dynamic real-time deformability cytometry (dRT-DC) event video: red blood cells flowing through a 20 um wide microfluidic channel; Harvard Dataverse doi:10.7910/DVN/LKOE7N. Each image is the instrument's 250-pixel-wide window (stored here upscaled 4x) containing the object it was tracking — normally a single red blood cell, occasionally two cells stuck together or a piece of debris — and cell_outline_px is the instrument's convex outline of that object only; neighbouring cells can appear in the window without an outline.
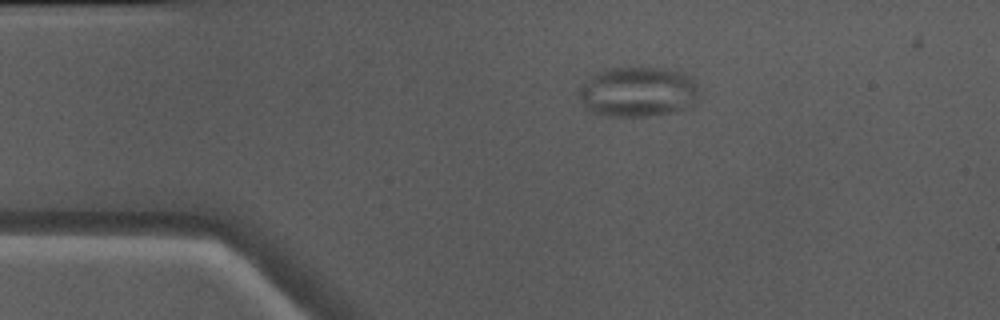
{"species": "Egyptian fruit bat (a non-hibernating species)", "species_latin": "Rousettus aegyptiacus", "temperature_condition": "warm", "stored_images_in_passage": 41, "camera_frame_rate_fps": 3000, "um_per_image_px": 0.085, "animal": {"sex": "male"}, "frame": {"image": 1, "passage_image": 1, "time_ms": 0.0, "image_size_px": [1000, 320], "cell_outline_px": [[700, 104], [692, 108], [672, 112], [648, 116], [608, 116], [588, 112], [580, 96], [580, 88], [588, 76], [596, 72], [612, 68], [668, 68], [684, 72], [692, 76], [696, 84]], "centroid_in_image_um": [54.3, 7.81], "position_along_channel_um": 30.7, "area_um2": 35.78}}
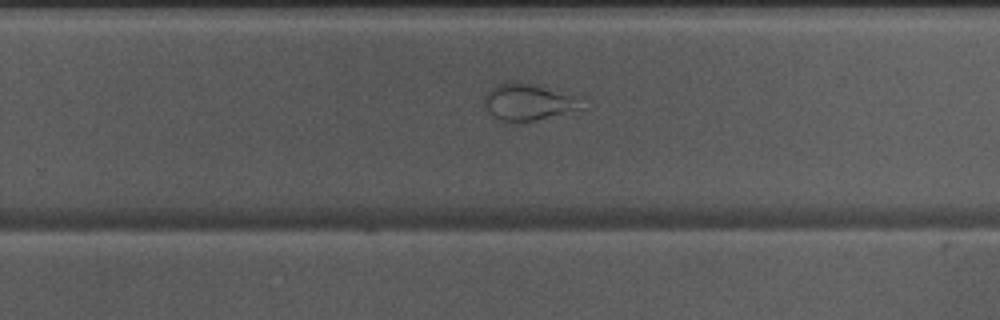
{"frame": {"image": 2, "passage_image": 23, "time_ms": 7.333, "image_size_px": [1000, 320], "cell_outline_px": [[588, 108], [536, 120], [516, 124], [500, 120], [492, 116], [488, 112], [484, 104], [484, 96], [496, 84], [516, 80], [520, 80], [584, 96]], "centroid_in_image_um": [45.03, 8.66], "position_along_channel_um": 284.8, "area_um2": 22.2}}
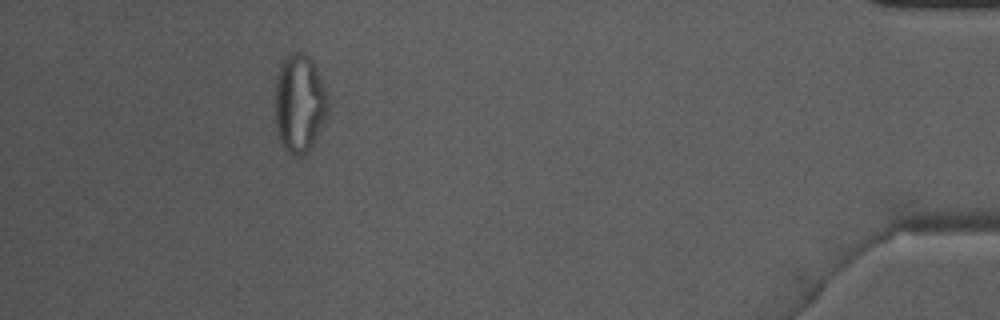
{"frame": {"image": 3, "passage_image": 37, "time_ms": 12.0, "image_size_px": [1000, 320], "cell_outline_px": [[328, 116], [308, 152], [304, 156], [292, 156], [284, 148], [280, 140], [276, 128], [276, 80], [280, 64], [284, 56], [296, 48], [300, 48], [312, 60], [328, 100]], "centroid_in_image_um": [25.44, 8.77], "position_along_channel_um": 409.8, "area_um2": 30.52}, "authors_computed_cell_mechanics": {"area_um2": 28.9578, "velocity_mm_per_s": 4.0752, "shape_relaxation_time_tau1_ms": null, "shape_relaxation_time_tau2_ms": 1.3421, "deformation_change_tau1": null, "deformation_change_tau2": 0.0602}}